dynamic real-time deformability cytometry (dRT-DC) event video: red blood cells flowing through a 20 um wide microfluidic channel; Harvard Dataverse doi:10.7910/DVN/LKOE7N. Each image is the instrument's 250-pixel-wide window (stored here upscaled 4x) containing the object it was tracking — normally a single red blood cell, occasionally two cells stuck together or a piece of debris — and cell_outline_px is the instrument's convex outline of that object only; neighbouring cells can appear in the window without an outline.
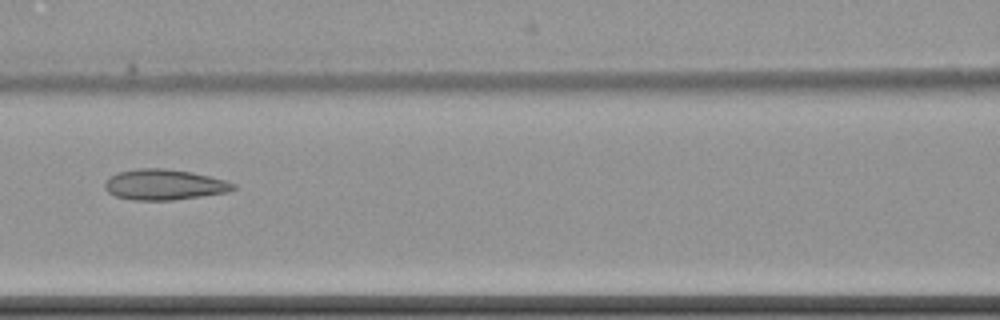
{"species": "common noctule bat (a hibernating species)", "species_latin": "Nyctalus noctula", "temperature_condition": "cold", "stored_images_in_passage": 12, "camera_frame_rate_fps": 3000, "um_per_image_px": 0.085, "animal": {"sex": "female", "body_mass_g": 22.7, "forearm_length_mm": 54.2}, "frame": {"image": 1, "passage_image": 6, "time_ms": 7.0, "image_size_px": [1000, 320], "cell_outline_px": [[236, 188], [228, 192], [172, 200], [132, 200], [116, 196], [108, 192], [104, 188], [104, 184], [112, 176], [120, 172], [136, 168], [164, 168], [192, 172], [224, 180], [236, 184]], "centroid_in_image_um": [13.96, 15.69], "position_along_channel_um": 152.6, "area_um2": 22.72}}
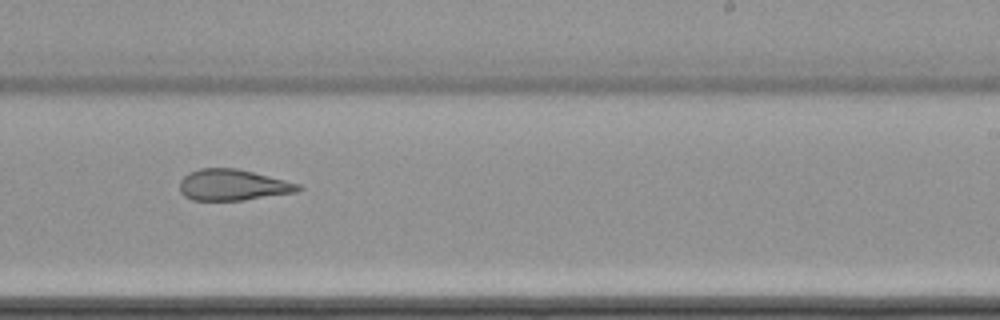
{"frame": {"image": 2, "passage_image": 9, "time_ms": 10.333, "image_size_px": [1000, 320], "cell_outline_px": [[304, 188], [296, 192], [244, 200], [192, 200], [184, 196], [180, 192], [180, 180], [188, 172], [200, 168], [236, 168], [300, 184]], "centroid_in_image_um": [19.77, 15.72], "position_along_channel_um": 269.2, "area_um2": 21.44}}
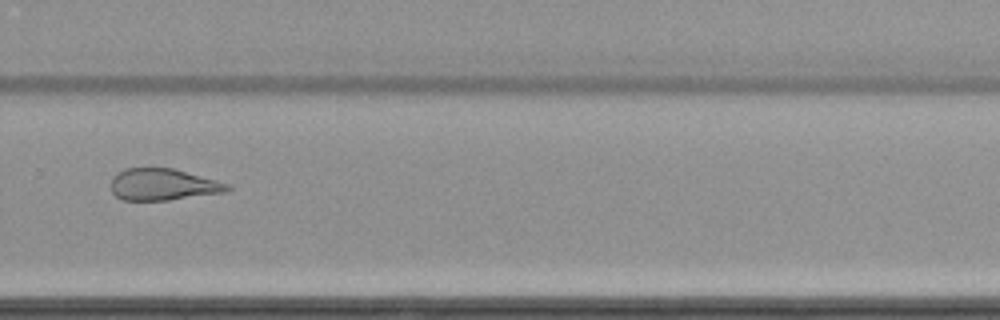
{"frame": {"image": 3, "passage_image": 10, "time_ms": 11.667, "image_size_px": [1000, 320], "cell_outline_px": [[232, 188], [224, 192], [168, 200], [124, 200], [116, 196], [112, 192], [112, 176], [124, 168], [172, 168], [216, 180], [228, 184]], "centroid_in_image_um": [13.83, 15.68], "position_along_channel_um": 316.0, "area_um2": 21.27}}